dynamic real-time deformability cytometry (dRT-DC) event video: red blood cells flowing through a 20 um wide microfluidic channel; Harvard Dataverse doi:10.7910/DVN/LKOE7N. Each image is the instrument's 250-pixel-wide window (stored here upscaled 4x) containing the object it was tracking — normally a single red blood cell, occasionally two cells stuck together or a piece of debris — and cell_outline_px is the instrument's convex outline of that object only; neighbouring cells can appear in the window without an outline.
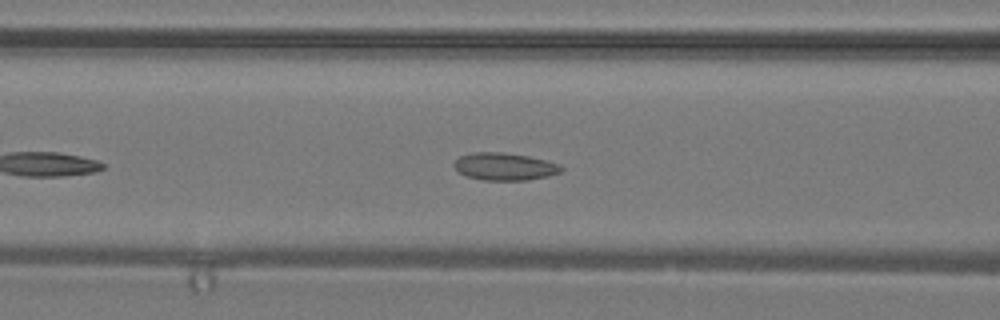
{"species": "common noctule bat (a hibernating species)", "species_latin": "Nyctalus noctula", "temperature_condition": "warm", "stored_images_in_passage": 30, "camera_frame_rate_fps": 3000, "um_per_image_px": 0.085, "animal": {"sex": "male", "body_mass_g": 19.2, "forearm_length_mm": 51.8}, "frame": {"image": 1, "passage_image": 8, "time_ms": 2.333, "image_size_px": [1000, 320], "cell_outline_px": [[564, 168], [560, 172], [548, 176], [528, 180], [484, 180], [468, 176], [460, 172], [452, 164], [460, 156], [472, 152], [504, 152], [528, 156], [560, 164]], "centroid_in_image_um": [42.9, 14.15], "position_along_channel_um": 123.7, "area_um2": 17.05}}
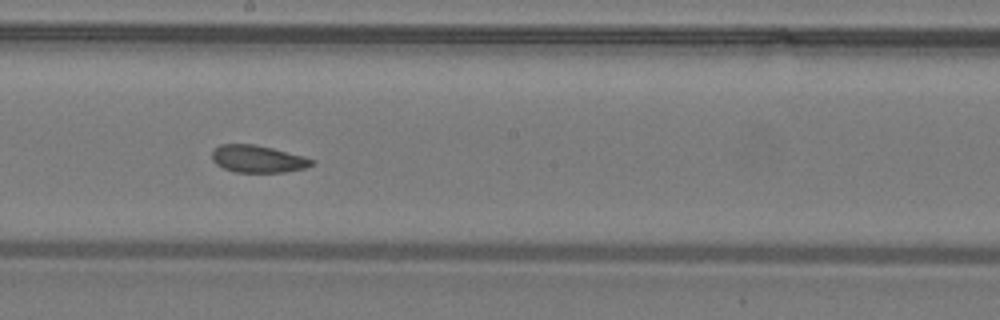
{"frame": {"image": 2, "passage_image": 14, "time_ms": 4.333, "image_size_px": [1000, 320], "cell_outline_px": [[316, 160], [312, 164], [304, 168], [284, 172], [236, 172], [224, 168], [216, 164], [212, 160], [212, 152], [220, 144], [252, 144], [272, 148], [304, 156]], "centroid_in_image_um": [21.91, 13.51], "position_along_channel_um": 226.3, "area_um2": 15.72}}
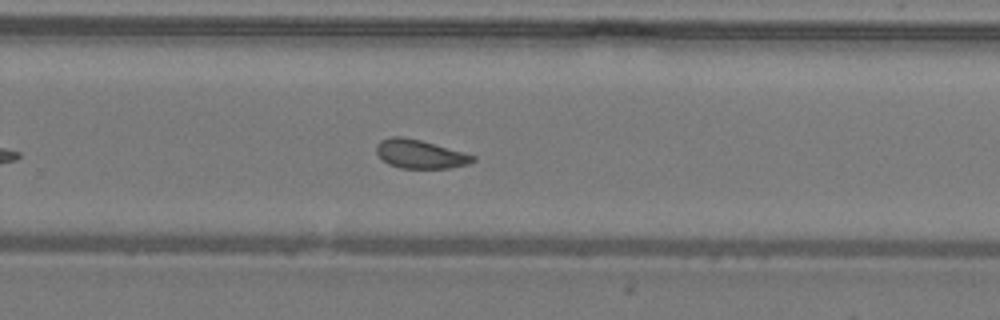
{"frame": {"image": 3, "passage_image": 18, "time_ms": 5.667, "image_size_px": [1000, 320], "cell_outline_px": [[476, 160], [468, 164], [452, 168], [400, 168], [388, 164], [376, 152], [376, 144], [380, 140], [388, 136], [404, 136], [420, 140], [464, 152], [476, 156]], "centroid_in_image_um": [35.7, 13.09], "position_along_channel_um": 294.1, "area_um2": 16.24}}